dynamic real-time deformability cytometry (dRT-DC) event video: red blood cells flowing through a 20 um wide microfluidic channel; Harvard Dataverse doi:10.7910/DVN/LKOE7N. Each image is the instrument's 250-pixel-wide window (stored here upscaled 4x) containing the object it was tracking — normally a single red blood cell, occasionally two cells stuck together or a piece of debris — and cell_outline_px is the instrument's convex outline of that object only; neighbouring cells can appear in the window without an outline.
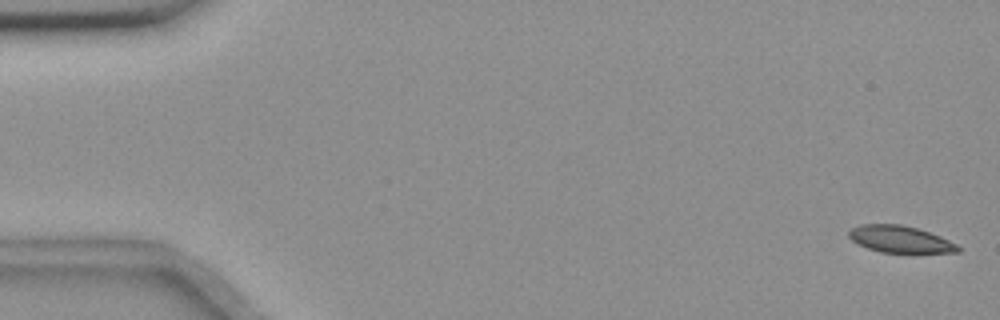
{"species": "common noctule bat (a hibernating species)", "species_latin": "Nyctalus noctula", "temperature_condition": "room temperature", "stored_images_in_passage": 57, "camera_frame_rate_fps": 3000, "um_per_image_px": 0.085, "animal": {"sex": "female", "body_mass_g": 18.4}, "frame": {"image": 1, "passage_image": 2, "time_ms": 0.333, "image_size_px": [1000, 320], "cell_outline_px": [[960, 252], [880, 252], [868, 248], [852, 240], [848, 236], [848, 232], [852, 228], [860, 224], [900, 224], [916, 228], [940, 236], [956, 244], [960, 248]], "centroid_in_image_um": [76.48, 20.32], "position_along_channel_um": 8.5, "area_um2": 16.76}}
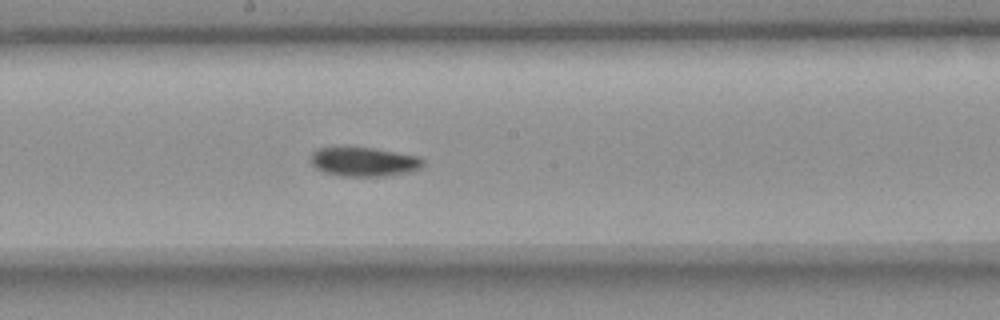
{"frame": {"image": 2, "passage_image": 31, "time_ms": 10.0, "image_size_px": [1000, 320], "cell_outline_px": [[424, 164], [420, 168], [412, 172], [384, 176], [340, 176], [324, 172], [316, 168], [312, 164], [312, 152], [320, 148], [372, 148], [416, 156], [424, 160]], "centroid_in_image_um": [30.96, 13.77], "position_along_channel_um": 217.2, "area_um2": 18.79}}
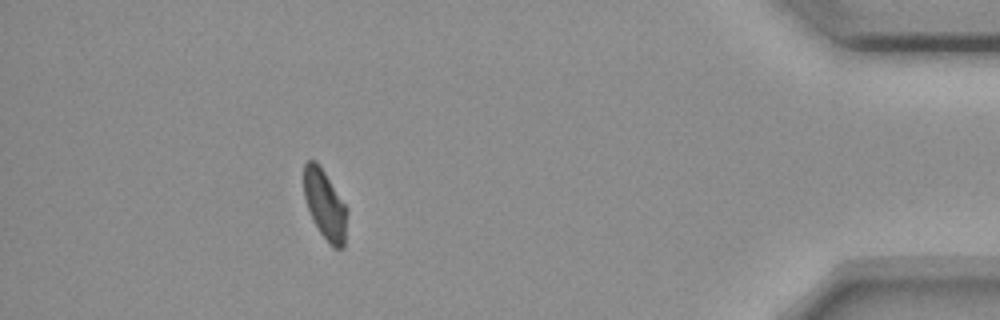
{"frame": {"image": 3, "passage_image": 51, "time_ms": 16.667, "image_size_px": [1000, 320], "cell_outline_px": [[348, 208], [344, 248], [332, 248], [320, 232], [308, 208], [304, 196], [304, 164], [308, 160], [316, 160]], "centroid_in_image_um": [27.64, 17.41], "position_along_channel_um": 407.6, "area_um2": 17.34}, "authors_computed_cell_mechanics": {"area_um2": 18.785, "velocity_mm_per_s": 3.6369, "shape_relaxation_time_tau1_ms": 7.1425, "shape_relaxation_time_tau2_ms": null, "deformation_change_tau1": 0.144, "deformation_change_tau2": null}}